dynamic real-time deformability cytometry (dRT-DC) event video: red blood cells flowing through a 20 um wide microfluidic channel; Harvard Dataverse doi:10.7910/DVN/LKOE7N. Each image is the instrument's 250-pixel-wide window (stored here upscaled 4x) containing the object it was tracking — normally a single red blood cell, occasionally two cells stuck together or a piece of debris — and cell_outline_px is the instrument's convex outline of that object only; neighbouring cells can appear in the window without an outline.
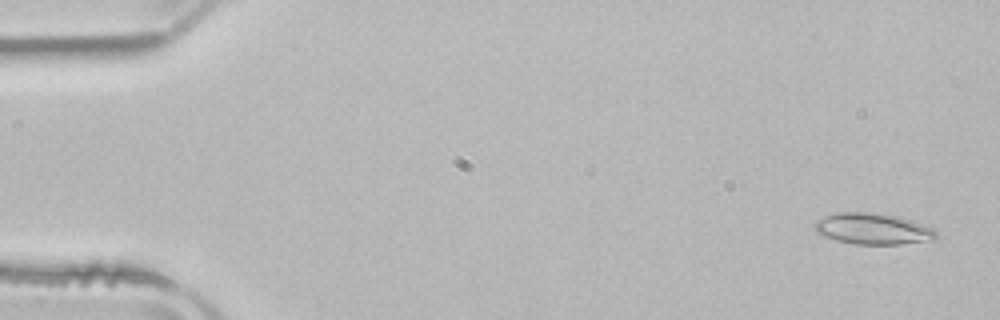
{"species": "common noctule bat (a hibernating species)", "species_latin": "Nyctalus noctula", "temperature_condition": "room temperature", "stored_images_in_passage": 3, "camera_frame_rate_fps": 3000, "um_per_image_px": 0.085, "animal": {"sex": "male", "body_mass_g": 21.5, "forearm_length_mm": 52.0}, "frame": {"image": 1, "passage_image": 1, "time_ms": 0.0, "image_size_px": [1000, 320], "cell_outline_px": [[936, 236], [932, 240], [900, 244], [856, 244], [836, 240], [824, 236], [816, 232], [816, 220], [824, 216], [836, 212], [868, 212], [896, 216], [912, 220], [932, 228], [936, 232]], "centroid_in_image_um": [74.18, 19.44], "position_along_channel_um": 10.8, "area_um2": 21.85}}